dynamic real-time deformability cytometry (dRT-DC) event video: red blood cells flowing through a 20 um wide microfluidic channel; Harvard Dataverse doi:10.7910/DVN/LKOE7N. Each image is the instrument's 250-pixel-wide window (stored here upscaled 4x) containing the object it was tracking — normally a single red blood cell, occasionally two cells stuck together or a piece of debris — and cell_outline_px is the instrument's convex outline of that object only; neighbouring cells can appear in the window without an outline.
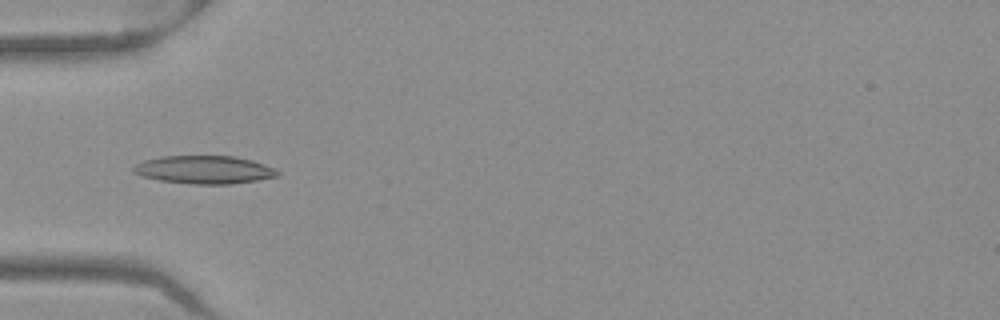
{"species": "Egyptian fruit bat (a non-hibernating species)", "species_latin": "Rousettus aegyptiacus", "temperature_condition": "warm", "stored_images_in_passage": 36, "camera_frame_rate_fps": 3000, "um_per_image_px": 0.085, "frame": {"image": 1, "passage_image": 8, "time_ms": 2.333, "image_size_px": [1000, 320], "cell_outline_px": [[280, 172], [276, 176], [256, 180], [232, 184], [192, 184], [160, 180], [140, 176], [132, 172], [132, 168], [136, 164], [144, 160], [160, 156], [232, 156], [252, 160], [264, 164]], "centroid_in_image_um": [17.31, 14.42], "position_along_channel_um": 67.7, "area_um2": 23.47}}
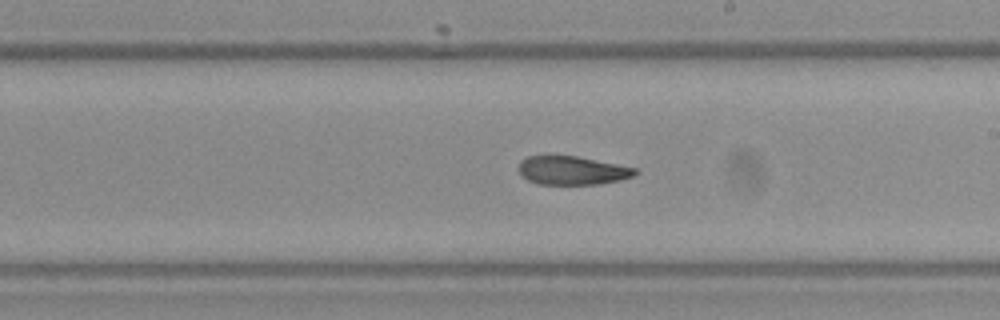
{"frame": {"image": 2, "passage_image": 21, "time_ms": 6.667, "image_size_px": [1000, 320], "cell_outline_px": [[640, 172], [632, 176], [620, 180], [600, 184], [536, 184], [520, 176], [520, 160], [528, 156], [544, 152], [576, 156], [636, 168]], "centroid_in_image_um": [48.56, 14.45], "position_along_channel_um": 240.4, "area_um2": 20.0}}
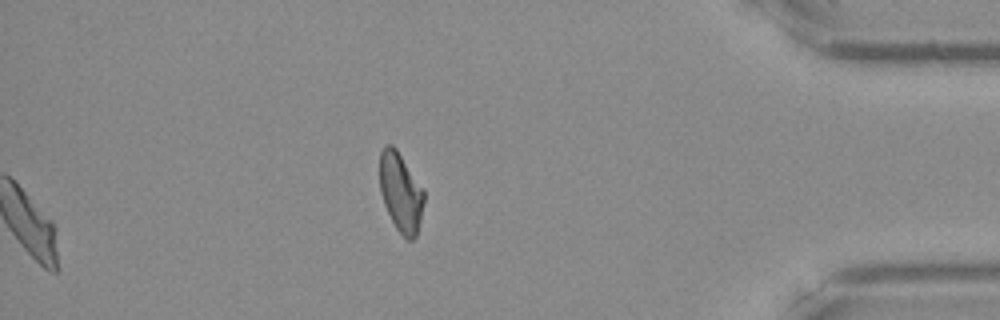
{"frame": {"image": 3, "passage_image": 36, "time_ms": 11.667, "image_size_px": [1000, 320], "cell_outline_px": [[424, 200], [420, 220], [416, 236], [412, 240], [408, 240], [396, 228], [384, 204], [380, 192], [380, 152], [384, 144], [392, 144], [396, 148], [424, 188]], "centroid_in_image_um": [34.06, 16.3], "position_along_channel_um": 401.1, "area_um2": 20.4}, "authors_computed_cell_mechanics": {"area_um2": 21.386, "velocity_mm_per_s": 3.9822, "shape_relaxation_time_tau1_ms": null, "shape_relaxation_time_tau2_ms": 3.85, "deformation_change_tau1": null, "deformation_change_tau2": 0.1203}}